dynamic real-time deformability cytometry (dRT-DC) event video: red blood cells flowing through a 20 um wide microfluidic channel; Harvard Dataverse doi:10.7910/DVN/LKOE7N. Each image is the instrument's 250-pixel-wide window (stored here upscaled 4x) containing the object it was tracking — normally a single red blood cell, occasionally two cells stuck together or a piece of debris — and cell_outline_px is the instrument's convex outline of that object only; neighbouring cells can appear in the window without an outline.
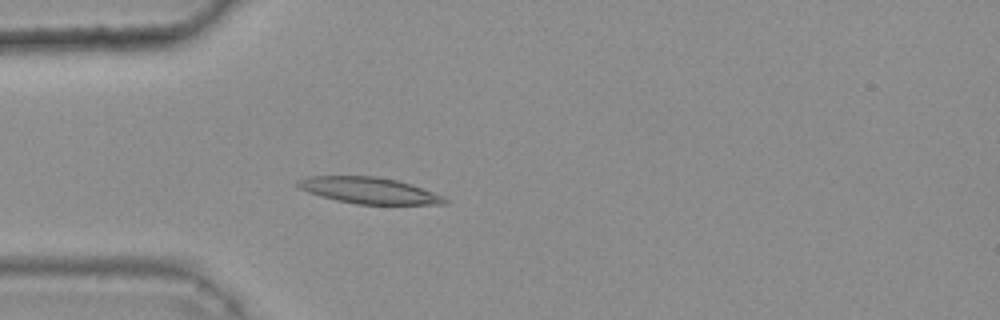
{"species": "common noctule bat (a hibernating species)", "species_latin": "Nyctalus noctula", "temperature_condition": "warm", "stored_images_in_passage": 32, "camera_frame_rate_fps": 3000, "um_per_image_px": 0.085, "animal": {"sex": "female", "body_mass_g": 25.1}, "frame": {"image": 1, "passage_image": 3, "time_ms": 0.667, "image_size_px": [1000, 320], "cell_outline_px": [[448, 204], [356, 204], [336, 200], [320, 196], [308, 192], [292, 184], [296, 180], [308, 176], [376, 176], [396, 180], [444, 196], [448, 200]], "centroid_in_image_um": [31.29, 16.19], "position_along_channel_um": 53.7, "area_um2": 22.43}}
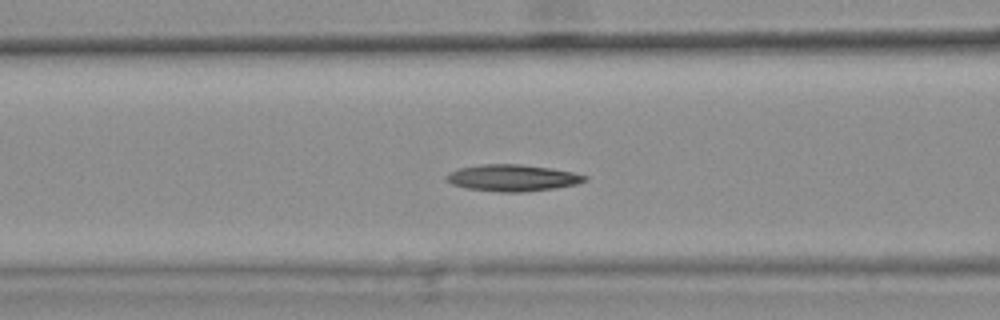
{"frame": {"image": 2, "passage_image": 9, "time_ms": 2.667, "image_size_px": [1000, 320], "cell_outline_px": [[588, 180], [576, 184], [556, 188], [520, 192], [500, 192], [468, 188], [452, 184], [444, 180], [444, 176], [448, 172], [456, 168], [480, 164], [520, 164], [552, 168], [572, 172], [588, 176]], "centroid_in_image_um": [43.52, 15.11], "position_along_channel_um": 123.1, "area_um2": 21.68}}
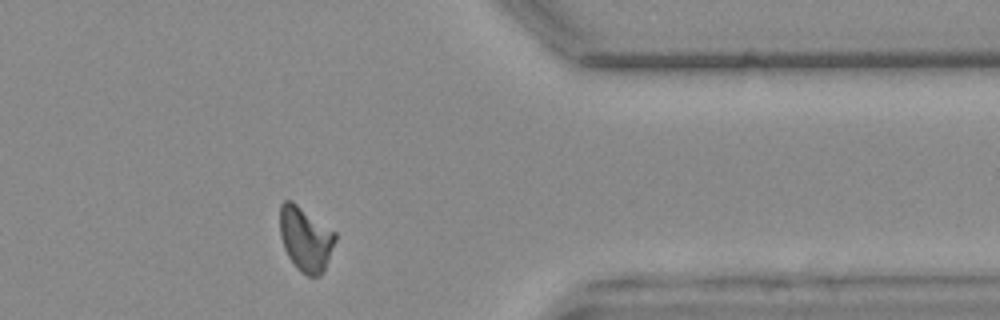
{"frame": {"image": 3, "passage_image": 31, "time_ms": 10.0, "image_size_px": [1000, 320], "cell_outline_px": [[336, 240], [324, 272], [320, 276], [308, 276], [300, 272], [296, 268], [288, 256], [284, 248], [280, 236], [280, 204], [284, 200], [292, 200], [336, 232]], "centroid_in_image_um": [25.97, 20.31], "position_along_channel_um": 385.4, "area_um2": 21.04}, "authors_computed_cell_mechanics": {"area_um2": 20.6924, "velocity_mm_per_s": 3.7954, "shape_relaxation_time_tau1_ms": 9.3577, "shape_relaxation_time_tau2_ms": 11.1811, "deformation_change_tau1": 0.2324, "deformation_change_tau2": 0.2263}}